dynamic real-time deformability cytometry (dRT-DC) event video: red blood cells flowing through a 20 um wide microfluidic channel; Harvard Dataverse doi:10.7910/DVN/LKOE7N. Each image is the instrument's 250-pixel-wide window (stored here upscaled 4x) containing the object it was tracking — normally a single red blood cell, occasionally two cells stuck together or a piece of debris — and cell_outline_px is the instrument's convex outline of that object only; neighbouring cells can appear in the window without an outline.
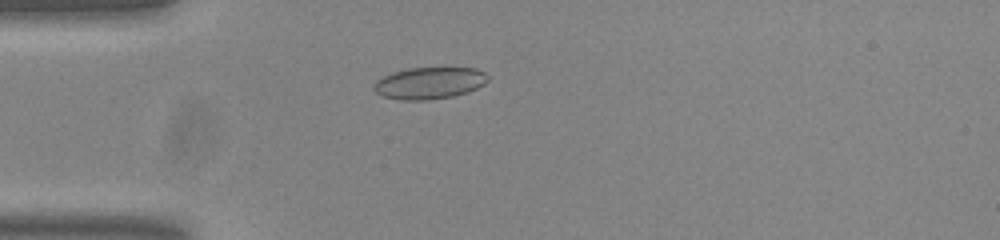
{"species": "common noctule bat (a hibernating species)", "species_latin": "Nyctalus noctula", "temperature_condition": "room temperature", "stored_images_in_passage": 40, "camera_frame_rate_fps": 3000, "um_per_image_px": 0.085, "animal": {"sex": "male", "body_mass_g": 20.0, "forearm_length_mm": 53.3}, "frame": {"image": 1, "passage_image": 1, "time_ms": 0.0, "image_size_px": [1000, 240], "cell_outline_px": [[488, 80], [484, 84], [468, 92], [452, 96], [428, 100], [400, 100], [384, 96], [376, 92], [372, 88], [372, 84], [376, 80], [392, 72], [408, 68], [476, 68], [484, 72], [488, 76]], "centroid_in_image_um": [36.47, 7.06], "position_along_channel_um": 48.5, "area_um2": 21.15}}
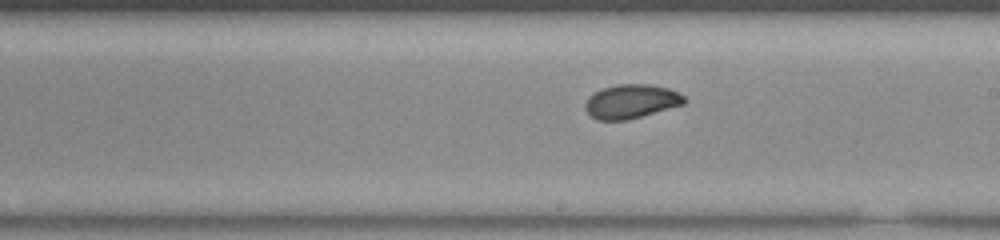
{"frame": {"image": 2, "passage_image": 17, "time_ms": 5.333, "image_size_px": [1000, 240], "cell_outline_px": [[688, 100], [684, 104], [628, 120], [596, 120], [584, 108], [584, 104], [588, 96], [604, 88], [620, 84], [648, 84], [668, 88], [680, 92]], "centroid_in_image_um": [53.67, 8.62], "position_along_channel_um": 235.3, "area_um2": 19.65}}
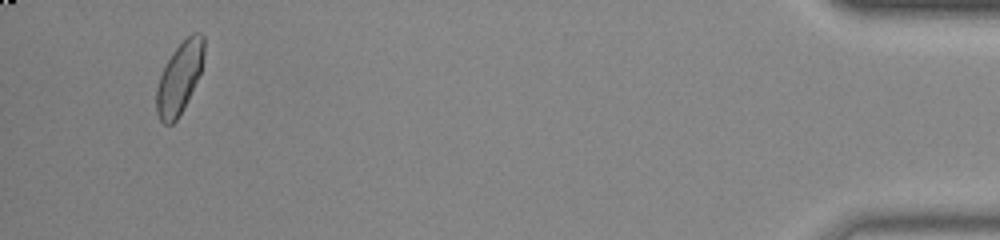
{"frame": {"image": 3, "passage_image": 38, "time_ms": 12.333, "image_size_px": [1000, 240], "cell_outline_px": [[204, 52], [200, 72], [176, 120], [172, 124], [164, 124], [160, 120], [156, 112], [156, 88], [160, 76], [172, 52], [192, 32], [200, 32], [204, 36]], "centroid_in_image_um": [15.23, 6.59], "position_along_channel_um": 420.0, "area_um2": 19.19}, "authors_computed_cell_mechanics": {"area_um2": 19.8254, "velocity_mm_per_s": 3.7509, "shape_relaxation_time_tau1_ms": 5.3497, "shape_relaxation_time_tau2_ms": 1.4767, "deformation_change_tau1": 0.0985, "deformation_change_tau2": 0.0321}}